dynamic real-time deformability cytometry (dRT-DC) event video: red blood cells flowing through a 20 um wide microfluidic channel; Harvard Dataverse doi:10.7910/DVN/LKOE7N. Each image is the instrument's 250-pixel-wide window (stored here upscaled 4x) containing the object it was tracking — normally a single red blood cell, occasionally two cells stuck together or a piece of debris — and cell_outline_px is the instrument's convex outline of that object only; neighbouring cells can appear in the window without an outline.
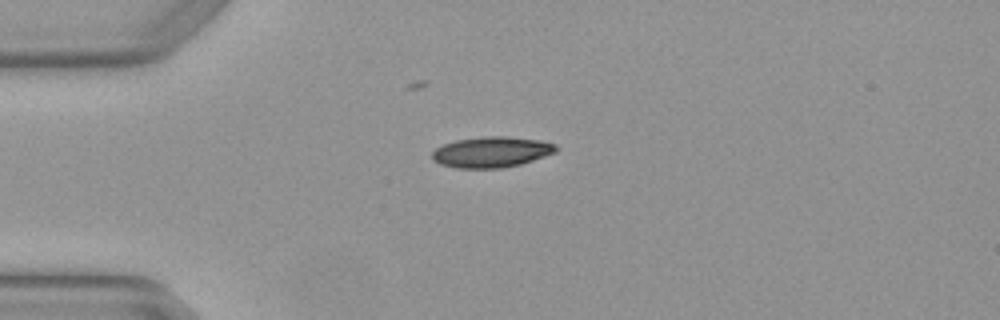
{"species": "Egyptian fruit bat (a non-hibernating species)", "species_latin": "Rousettus aegyptiacus", "temperature_condition": "warm", "stored_images_in_passage": 3, "camera_frame_rate_fps": 3000, "um_per_image_px": 0.085, "animal": {"sex": "female"}, "frame": {"image": 1, "passage_image": 1, "time_ms": 0.0, "image_size_px": [1000, 320], "cell_outline_px": [[560, 148], [556, 152], [520, 164], [500, 168], [456, 168], [440, 164], [432, 160], [432, 152], [436, 148], [444, 144], [456, 140], [484, 136], [508, 136], [540, 140], [556, 144]], "centroid_in_image_um": [41.78, 12.91], "position_along_channel_um": 43.2, "area_um2": 22.25}}
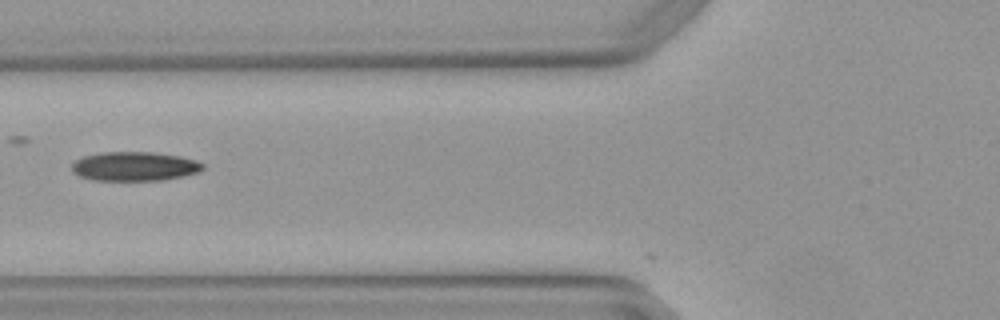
{"frame": {"image": 2, "passage_image": 3, "time_ms": 0.667, "image_size_px": [1000, 320], "cell_outline_px": [[204, 168], [200, 172], [184, 176], [160, 180], [96, 180], [80, 176], [72, 172], [72, 164], [76, 160], [84, 156], [104, 152], [152, 152], [180, 156], [196, 160], [204, 164]], "centroid_in_image_um": [11.47, 14.14], "position_along_channel_um": 114.3, "area_um2": 22.2}}